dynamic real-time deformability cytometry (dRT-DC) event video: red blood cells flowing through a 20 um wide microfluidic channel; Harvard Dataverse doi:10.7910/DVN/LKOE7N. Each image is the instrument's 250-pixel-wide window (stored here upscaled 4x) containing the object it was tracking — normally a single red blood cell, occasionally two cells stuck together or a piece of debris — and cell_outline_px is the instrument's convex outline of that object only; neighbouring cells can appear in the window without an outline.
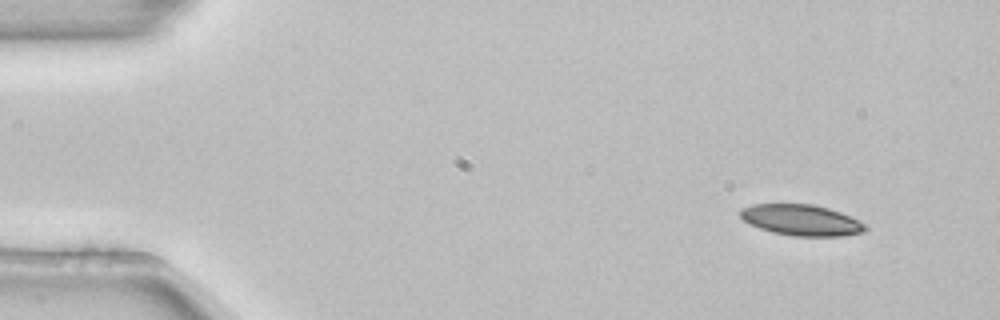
{"species": "common noctule bat (a hibernating species)", "species_latin": "Nyctalus noctula", "temperature_condition": "room temperature", "stored_images_in_passage": 4, "camera_frame_rate_fps": 3000, "um_per_image_px": 0.085, "animal": {"sex": "female", "body_mass_g": 22.7, "forearm_length_mm": 54.2}, "frame": {"image": 1, "passage_image": 1, "time_ms": 0.0, "image_size_px": [1000, 320], "cell_outline_px": [[868, 228], [864, 232], [840, 236], [792, 236], [772, 232], [748, 224], [740, 216], [740, 208], [752, 204], [812, 204], [828, 208], [840, 212], [864, 224]], "centroid_in_image_um": [68.07, 18.71], "position_along_channel_um": 16.9, "area_um2": 22.48}}
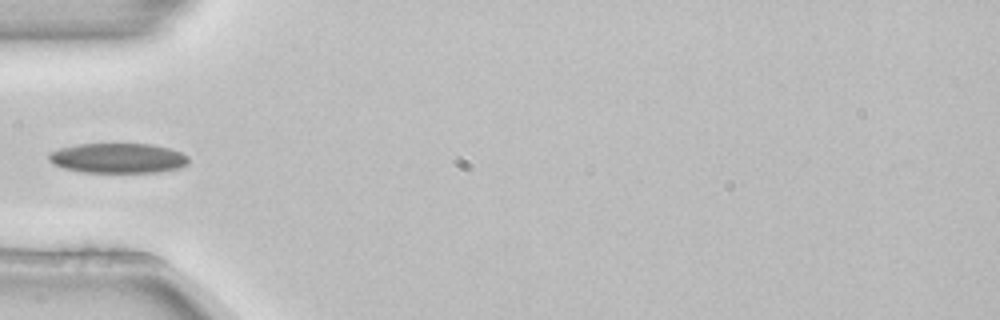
{"frame": {"image": 2, "passage_image": 4, "time_ms": 1.0, "image_size_px": [1000, 320], "cell_outline_px": [[188, 164], [180, 168], [156, 172], [84, 172], [64, 168], [52, 164], [48, 160], [48, 152], [60, 148], [80, 144], [152, 144], [168, 148], [180, 152], [188, 156]], "centroid_in_image_um": [10.01, 13.44], "position_along_channel_um": 75.0, "area_um2": 24.39}}